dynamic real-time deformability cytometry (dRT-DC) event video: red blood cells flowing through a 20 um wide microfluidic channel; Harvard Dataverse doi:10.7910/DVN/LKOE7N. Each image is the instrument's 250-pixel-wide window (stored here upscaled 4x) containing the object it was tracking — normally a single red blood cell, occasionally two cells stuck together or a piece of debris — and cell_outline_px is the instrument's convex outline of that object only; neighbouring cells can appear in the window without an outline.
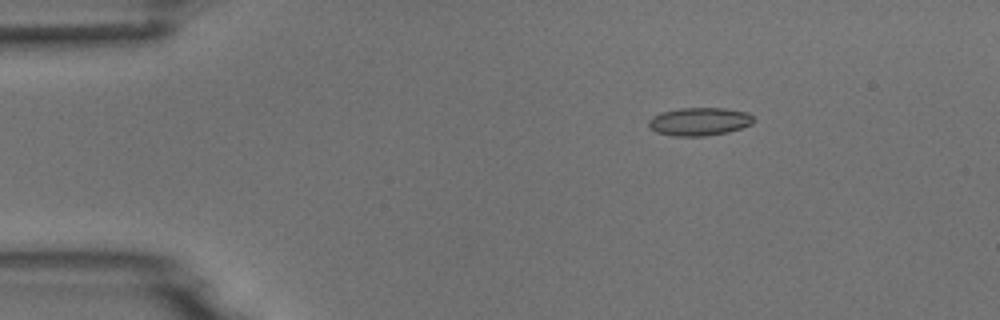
{"species": "common noctule bat (a hibernating species)", "species_latin": "Nyctalus noctula", "temperature_condition": "room temperature", "stored_images_in_passage": 5, "camera_frame_rate_fps": 3000, "um_per_image_px": 0.085, "animal": {"sex": "male", "body_mass_g": 18.8}, "frame": {"image": 1, "passage_image": 3, "time_ms": 2.333, "image_size_px": [1000, 320], "cell_outline_px": [[752, 124], [728, 132], [704, 136], [672, 136], [656, 132], [648, 128], [648, 120], [652, 116], [660, 112], [680, 108], [724, 108], [748, 112], [752, 116]], "centroid_in_image_um": [59.39, 10.33], "position_along_channel_um": 25.6, "area_um2": 17.28}}
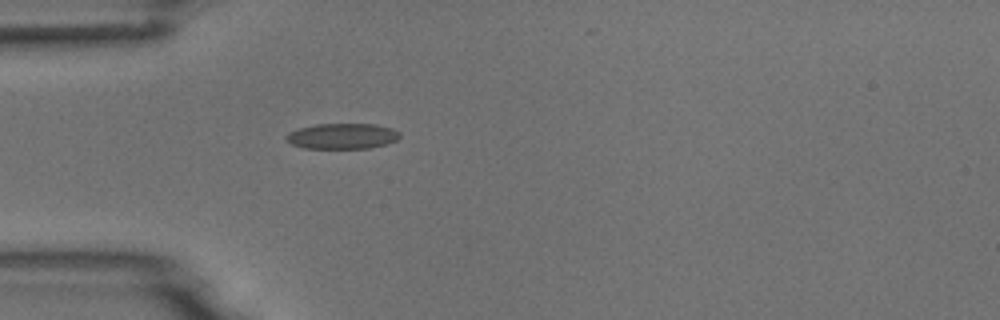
{"frame": {"image": 2, "passage_image": 5, "time_ms": 4.667, "image_size_px": [1000, 320], "cell_outline_px": [[400, 136], [396, 140], [388, 144], [368, 148], [304, 148], [292, 144], [284, 136], [288, 132], [300, 128], [316, 124], [376, 124], [392, 128], [400, 132]], "centroid_in_image_um": [29.12, 11.57], "position_along_channel_um": 55.9, "area_um2": 16.94}}